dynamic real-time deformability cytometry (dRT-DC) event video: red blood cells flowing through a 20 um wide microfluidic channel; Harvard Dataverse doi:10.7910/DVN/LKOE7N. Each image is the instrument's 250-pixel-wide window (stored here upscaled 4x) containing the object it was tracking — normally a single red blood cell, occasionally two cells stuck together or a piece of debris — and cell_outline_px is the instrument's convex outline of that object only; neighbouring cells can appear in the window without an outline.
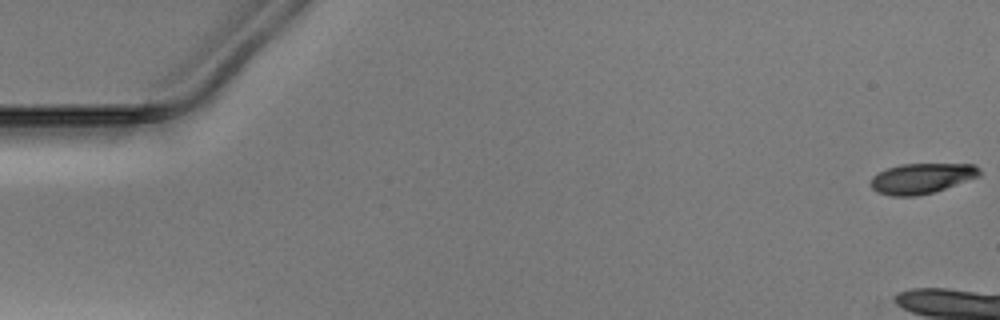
{"species": "Egyptian fruit bat (a non-hibernating species)", "species_latin": "Rousettus aegyptiacus", "temperature_condition": "warm", "stored_images_in_passage": 14, "camera_frame_rate_fps": 3000, "um_per_image_px": 0.085, "animal": {"sex": "male"}, "frame": {"image": 1, "passage_image": 1, "time_ms": 0.0, "image_size_px": [1000, 320], "cell_outline_px": [[980, 176], [932, 192], [916, 196], [892, 196], [876, 192], [872, 188], [872, 176], [888, 168], [900, 164], [976, 164], [980, 168]], "centroid_in_image_um": [78.35, 15.15], "position_along_channel_um": 6.7, "area_um2": 19.02}}